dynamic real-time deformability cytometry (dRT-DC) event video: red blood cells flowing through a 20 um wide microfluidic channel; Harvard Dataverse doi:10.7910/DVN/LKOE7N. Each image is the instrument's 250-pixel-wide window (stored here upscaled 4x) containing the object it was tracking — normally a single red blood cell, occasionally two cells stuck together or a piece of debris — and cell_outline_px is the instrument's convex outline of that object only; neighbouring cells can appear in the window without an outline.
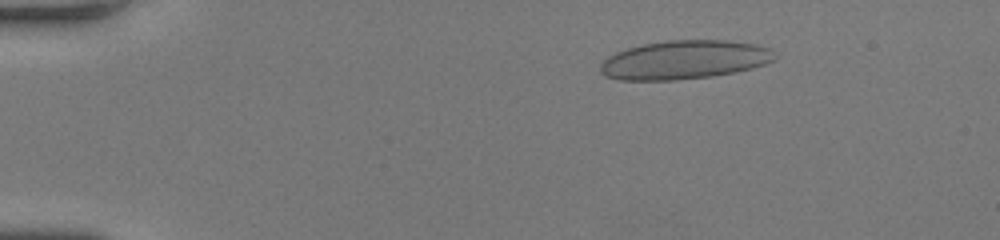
{"species": "human", "species_latin": "Homo sapiens", "temperature_condition": "room temperature", "stored_images_in_passage": 19, "camera_frame_rate_fps": 3000, "um_per_image_px": 0.085, "donor": {"sex": "female"}, "frame": {"image": 1, "passage_image": 11, "time_ms": 3.333, "image_size_px": [1000, 240], "cell_outline_px": [[780, 56], [776, 60], [752, 68], [736, 72], [712, 76], [676, 80], [620, 80], [604, 76], [600, 72], [600, 64], [608, 56], [616, 52], [628, 48], [644, 44], [668, 40], [728, 40], [756, 44], [772, 48]], "centroid_in_image_um": [58.23, 5.08], "position_along_channel_um": 26.8, "area_um2": 39.82}}